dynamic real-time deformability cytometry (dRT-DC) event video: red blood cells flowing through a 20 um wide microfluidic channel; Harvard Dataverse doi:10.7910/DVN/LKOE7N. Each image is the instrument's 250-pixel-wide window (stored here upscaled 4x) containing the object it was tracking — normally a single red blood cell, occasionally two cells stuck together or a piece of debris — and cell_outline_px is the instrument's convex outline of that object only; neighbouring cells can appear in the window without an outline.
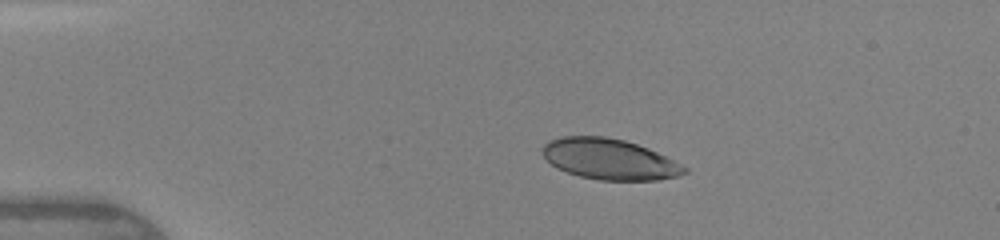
{"species": "human", "species_latin": "Homo sapiens", "temperature_condition": "warm", "stored_images_in_passage": 38, "camera_frame_rate_fps": 3000, "um_per_image_px": 0.085, "donor": {"sex": "female"}, "frame": {"image": 1, "passage_image": 1, "time_ms": 0.0, "image_size_px": [1000, 240], "cell_outline_px": [[688, 172], [676, 176], [656, 180], [600, 180], [580, 176], [556, 168], [540, 152], [540, 148], [548, 140], [560, 136], [604, 136], [624, 140], [648, 148], [688, 168]], "centroid_in_image_um": [51.75, 13.52], "position_along_channel_um": 33.3, "area_um2": 33.58}}
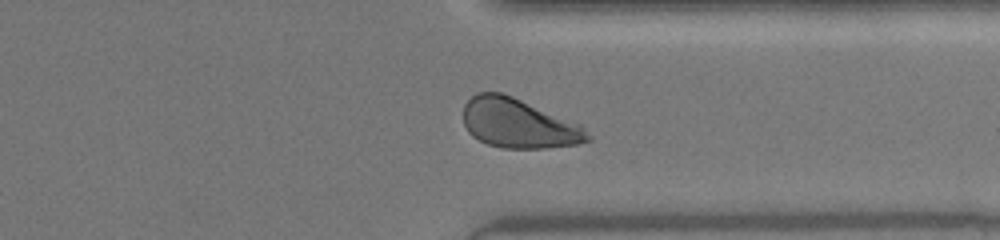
{"frame": {"image": 2, "passage_image": 28, "time_ms": 9.0, "image_size_px": [1000, 240], "cell_outline_px": [[592, 140], [576, 144], [544, 148], [504, 148], [488, 144], [472, 136], [468, 132], [464, 124], [464, 104], [476, 92], [500, 92], [512, 96], [580, 124], [592, 136]], "centroid_in_image_um": [44.07, 10.49], "position_along_channel_um": 367.3, "area_um2": 35.66}}
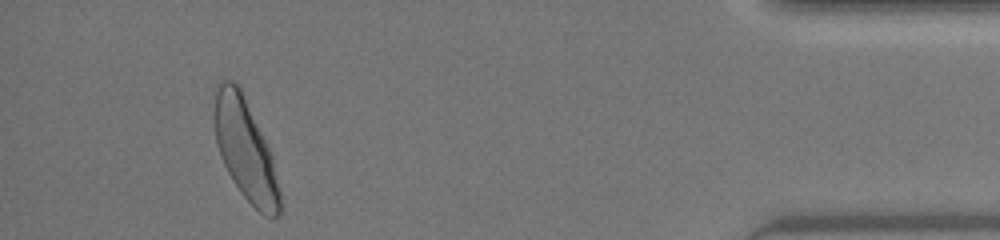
{"frame": {"image": 3, "passage_image": 35, "time_ms": 11.333, "image_size_px": [1000, 240], "cell_outline_px": [[280, 216], [264, 216], [240, 192], [228, 172], [220, 156], [216, 140], [216, 84], [220, 80], [232, 80], [240, 88], [268, 148], [272, 160], [280, 192]], "centroid_in_image_um": [20.85, 12.75], "position_along_channel_um": 414.3, "area_um2": 37.22}, "authors_computed_cell_mechanics": {"area_um2": 35.7493, "velocity_mm_per_s": 4.3415, "shape_relaxation_time_tau1_ms": 2.4739, "shape_relaxation_time_tau2_ms": null, "deformation_change_tau1": 0.1485, "deformation_change_tau2": null}}